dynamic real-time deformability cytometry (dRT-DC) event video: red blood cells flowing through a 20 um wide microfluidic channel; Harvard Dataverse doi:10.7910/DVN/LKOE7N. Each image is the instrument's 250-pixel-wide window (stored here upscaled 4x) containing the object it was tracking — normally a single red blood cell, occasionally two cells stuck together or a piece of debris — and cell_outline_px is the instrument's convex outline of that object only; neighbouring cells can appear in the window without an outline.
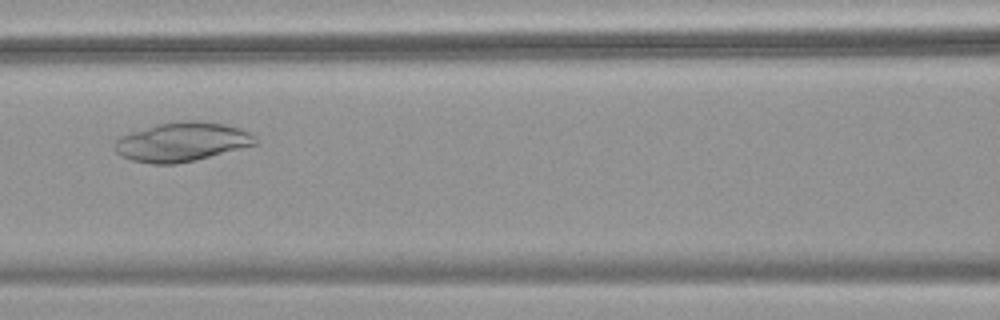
{"species": "common noctule bat (a hibernating species)", "species_latin": "Nyctalus noctula", "temperature_condition": "warm", "stored_images_in_passage": 53, "camera_frame_rate_fps": 3000, "um_per_image_px": 0.085, "animal": {"sex": "female", "body_mass_g": 18.4}, "frame": {"image": 1, "passage_image": 23, "time_ms": 7.333, "image_size_px": [1000, 320], "cell_outline_px": [[256, 144], [196, 160], [176, 164], [152, 164], [132, 160], [120, 156], [112, 148], [112, 144], [120, 136], [156, 124], [196, 120], [224, 124], [240, 128], [256, 136]], "centroid_in_image_um": [15.42, 12.07], "position_along_channel_um": 151.2, "area_um2": 31.96}}
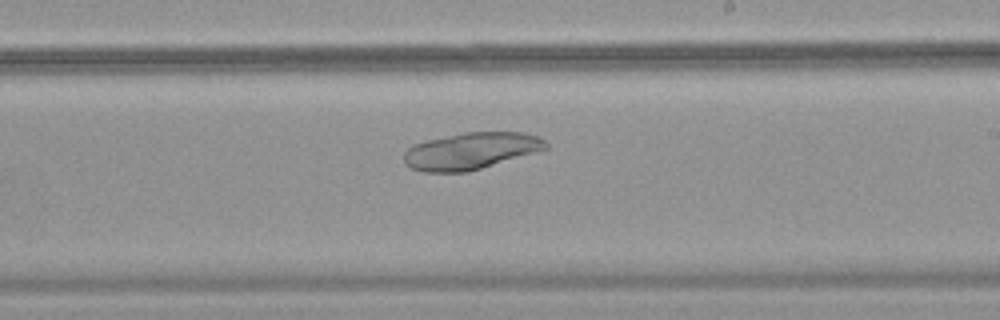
{"frame": {"image": 2, "passage_image": 31, "time_ms": 10.0, "image_size_px": [1000, 320], "cell_outline_px": [[548, 148], [468, 172], [424, 172], [412, 168], [404, 164], [404, 152], [412, 144], [428, 140], [464, 132], [524, 132], [540, 136], [548, 144]], "centroid_in_image_um": [40.01, 12.82], "position_along_channel_um": 249.0, "area_um2": 30.35}}
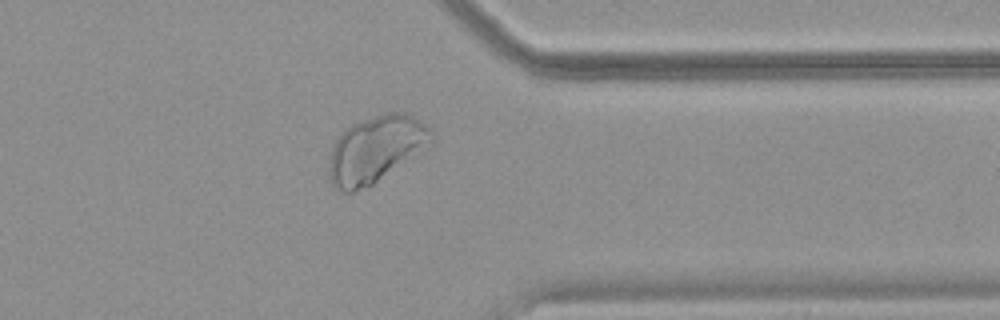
{"frame": {"image": 3, "passage_image": 42, "time_ms": 13.667, "image_size_px": [1000, 320], "cell_outline_px": [[436, 140], [372, 184], [352, 192], [344, 192], [332, 188], [328, 176], [328, 168], [332, 148], [340, 132], [352, 124], [388, 112], [404, 112], [420, 120], [432, 128], [436, 136]], "centroid_in_image_um": [31.93, 12.67], "position_along_channel_um": 379.5, "area_um2": 39.54}}